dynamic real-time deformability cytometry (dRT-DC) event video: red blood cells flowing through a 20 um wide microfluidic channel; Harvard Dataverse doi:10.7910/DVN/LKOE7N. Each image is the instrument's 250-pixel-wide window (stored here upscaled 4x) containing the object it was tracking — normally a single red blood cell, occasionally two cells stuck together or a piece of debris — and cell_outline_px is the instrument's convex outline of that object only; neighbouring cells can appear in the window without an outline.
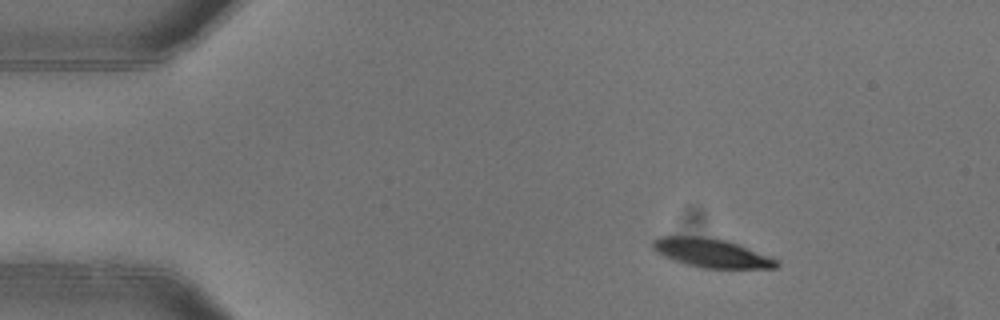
{"species": "common noctule bat (a hibernating species)", "species_latin": "Nyctalus noctula", "temperature_condition": "warm", "stored_images_in_passage": 4, "camera_frame_rate_fps": 3000, "um_per_image_px": 0.085, "animal": {"sex": "female"}, "frame": {"image": 1, "passage_image": 2, "time_ms": 0.333, "image_size_px": [1000, 320], "cell_outline_px": [[780, 264], [776, 268], [704, 268], [684, 264], [664, 256], [656, 252], [652, 248], [652, 240], [660, 236], [696, 236], [724, 240], [736, 244], [768, 256], [776, 260]], "centroid_in_image_um": [60.4, 21.51], "position_along_channel_um": 24.6, "area_um2": 20.46}}